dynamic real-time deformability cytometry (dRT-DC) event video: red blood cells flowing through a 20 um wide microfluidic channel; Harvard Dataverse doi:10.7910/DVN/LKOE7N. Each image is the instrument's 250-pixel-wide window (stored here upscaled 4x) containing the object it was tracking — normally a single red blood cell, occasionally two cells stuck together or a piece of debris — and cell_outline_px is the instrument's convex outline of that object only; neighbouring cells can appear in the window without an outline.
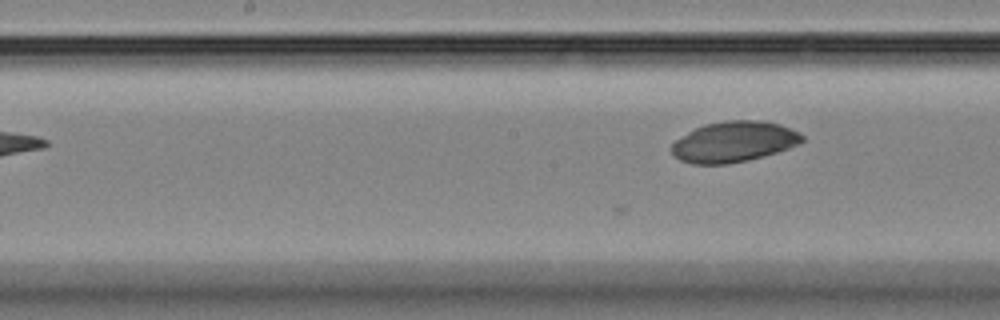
{"species": "Egyptian fruit bat (a non-hibernating species)", "species_latin": "Rousettus aegyptiacus", "temperature_condition": "room temperature", "stored_images_in_passage": 34, "camera_frame_rate_fps": 3000, "um_per_image_px": 0.085, "animal": {"sex": "female"}, "frame": {"image": 1, "passage_image": 9, "time_ms": 2.667, "image_size_px": [1000, 320], "cell_outline_px": [[804, 140], [800, 144], [776, 152], [748, 160], [728, 164], [692, 164], [680, 160], [672, 152], [672, 144], [676, 140], [688, 132], [704, 124], [724, 120], [764, 120], [780, 124], [800, 132], [804, 136]], "centroid_in_image_um": [62.41, 12.04], "position_along_channel_um": 185.8, "area_um2": 30.98}}
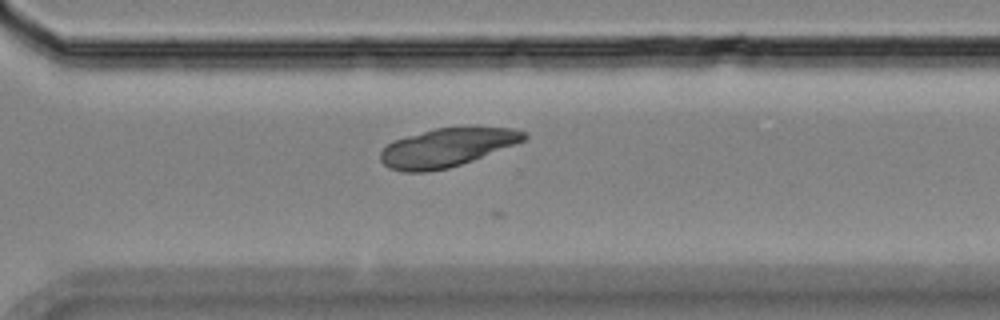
{"frame": {"image": 2, "passage_image": 20, "time_ms": 6.333, "image_size_px": [1000, 320], "cell_outline_px": [[528, 136], [524, 140], [516, 144], [472, 160], [448, 168], [428, 172], [404, 172], [388, 168], [380, 160], [380, 152], [392, 140], [436, 128], [512, 128], [528, 132]], "centroid_in_image_um": [37.96, 12.55], "position_along_channel_um": 332.6, "area_um2": 31.91}}
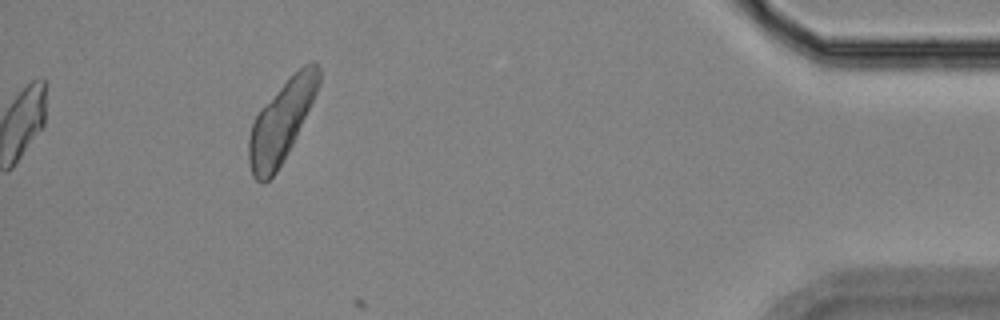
{"frame": {"image": 3, "passage_image": 30, "time_ms": 9.667, "image_size_px": [1000, 320], "cell_outline_px": [[320, 84], [296, 136], [288, 152], [276, 172], [264, 184], [260, 184], [252, 176], [248, 160], [248, 140], [252, 124], [260, 108], [304, 64], [312, 60], [316, 60], [320, 68]], "centroid_in_image_um": [23.9, 10.36], "position_along_channel_um": 411.3, "area_um2": 32.43}}